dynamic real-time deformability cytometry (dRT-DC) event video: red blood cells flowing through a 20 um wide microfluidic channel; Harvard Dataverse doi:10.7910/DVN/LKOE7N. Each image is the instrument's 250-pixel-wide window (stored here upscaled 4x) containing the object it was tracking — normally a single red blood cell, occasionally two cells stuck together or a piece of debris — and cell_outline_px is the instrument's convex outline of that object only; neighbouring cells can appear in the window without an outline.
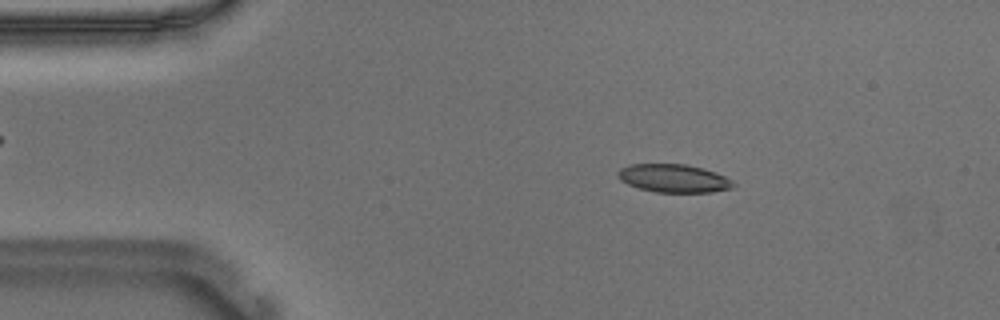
{"species": "Egyptian fruit bat (a non-hibernating species)", "species_latin": "Rousettus aegyptiacus", "temperature_condition": "warm", "stored_images_in_passage": 53, "camera_frame_rate_fps": 3000, "um_per_image_px": 0.085, "animal": {"sex": "male"}, "frame": {"image": 1, "passage_image": 8, "time_ms": 2.333, "image_size_px": [1000, 320], "cell_outline_px": [[736, 184], [732, 188], [712, 192], [656, 192], [640, 188], [628, 184], [620, 180], [616, 172], [620, 168], [628, 164], [684, 164], [704, 168], [716, 172], [732, 180]], "centroid_in_image_um": [57.26, 15.15], "position_along_channel_um": 27.7, "area_um2": 19.02}}
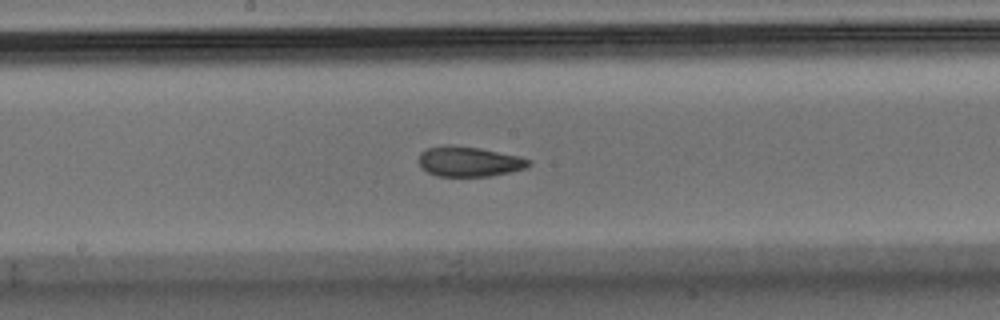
{"frame": {"image": 2, "passage_image": 27, "time_ms": 8.667, "image_size_px": [1000, 320], "cell_outline_px": [[532, 164], [524, 168], [508, 172], [488, 176], [436, 176], [420, 168], [420, 152], [428, 148], [444, 144], [452, 144], [480, 148], [520, 156], [532, 160]], "centroid_in_image_um": [39.86, 13.71], "position_along_channel_um": 208.3, "area_um2": 19.36}}
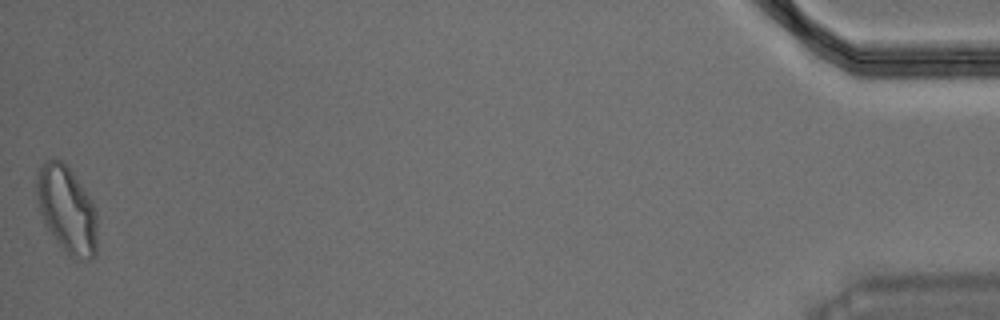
{"frame": {"image": 3, "passage_image": 53, "time_ms": 17.333, "image_size_px": [1000, 320], "cell_outline_px": [[96, 256], [92, 260], [88, 260], [72, 256], [60, 244], [48, 228], [40, 212], [36, 192], [36, 172], [44, 160], [60, 160], [72, 172], [92, 200], [96, 208]], "centroid_in_image_um": [5.69, 17.78], "position_along_channel_um": 429.5, "area_um2": 30.23}, "authors_computed_cell_mechanics": {"area_um2": 19.941, "velocity_mm_per_s": 3.6752, "shape_relaxation_time_tau1_ms": null, "shape_relaxation_time_tau2_ms": 2.1872, "deformation_change_tau1": null, "deformation_change_tau2": 0.0854}}